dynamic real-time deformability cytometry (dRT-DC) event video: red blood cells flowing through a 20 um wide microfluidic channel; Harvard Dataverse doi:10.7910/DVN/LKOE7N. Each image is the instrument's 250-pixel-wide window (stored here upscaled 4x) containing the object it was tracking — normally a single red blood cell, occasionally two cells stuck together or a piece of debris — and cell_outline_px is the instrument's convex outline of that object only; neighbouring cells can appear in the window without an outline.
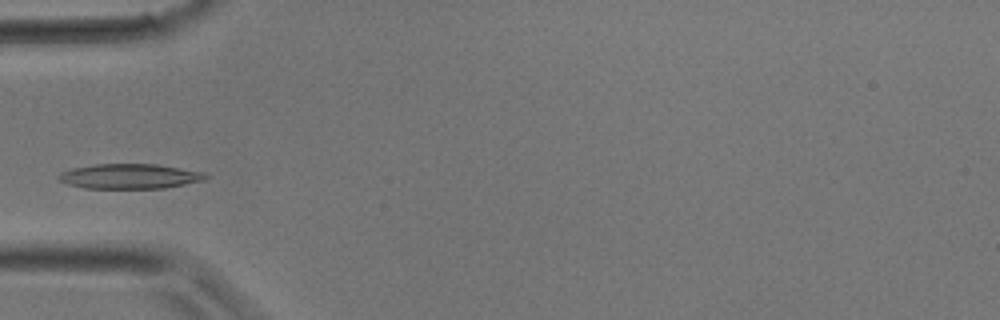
{"species": "common noctule bat (a hibernating species)", "species_latin": "Nyctalus noctula", "temperature_condition": "room temperature", "stored_images_in_passage": 29, "camera_frame_rate_fps": 3000, "um_per_image_px": 0.085, "animal": {"sex": "male", "body_mass_g": 17.9}, "frame": {"image": 1, "passage_image": 7, "time_ms": 2.0, "image_size_px": [1000, 320], "cell_outline_px": [[208, 180], [164, 188], [84, 188], [68, 184], [60, 180], [56, 176], [60, 172], [72, 168], [96, 164], [156, 164], [204, 172], [208, 176]], "centroid_in_image_um": [11.04, 14.98], "position_along_channel_um": 74.0, "area_um2": 21.39}}
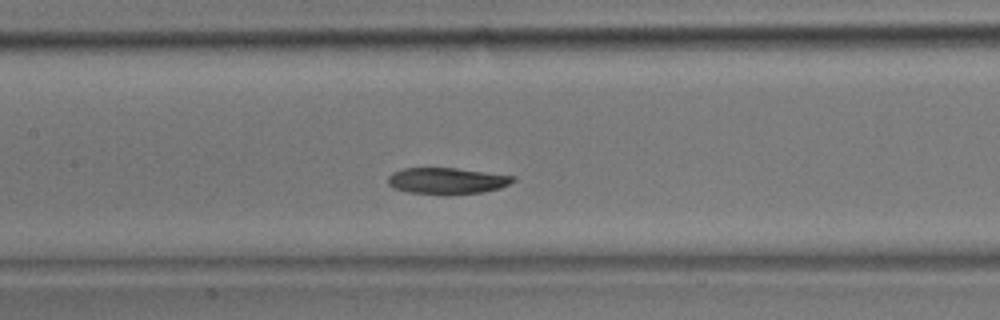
{"frame": {"image": 2, "passage_image": 12, "time_ms": 3.667, "image_size_px": [1000, 320], "cell_outline_px": [[516, 180], [500, 188], [484, 192], [452, 196], [444, 196], [408, 192], [392, 188], [388, 184], [388, 176], [392, 172], [404, 168], [456, 168], [516, 176]], "centroid_in_image_um": [37.98, 15.4], "position_along_channel_um": 169.4, "area_um2": 19.77}}
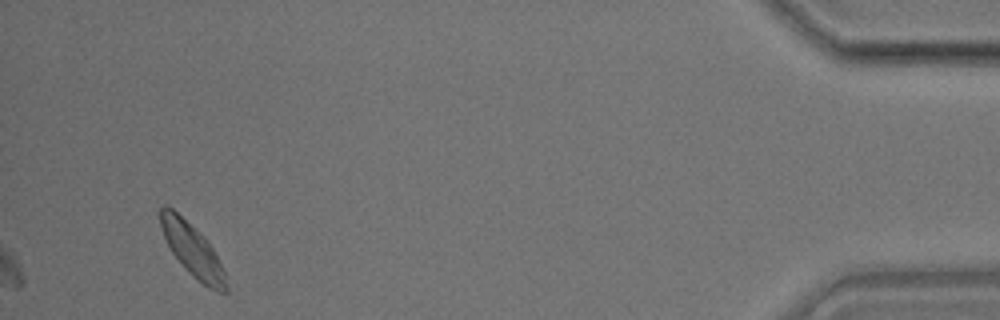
{"frame": {"image": 3, "passage_image": 29, "time_ms": 9.333, "image_size_px": [1000, 320], "cell_outline_px": [[228, 292], [220, 292], [208, 288], [188, 272], [184, 268], [172, 252], [164, 236], [156, 212], [164, 204], [172, 208], [204, 236], [208, 240], [228, 276]], "centroid_in_image_um": [16.37, 21.25], "position_along_channel_um": 418.8, "area_um2": 20.46}}